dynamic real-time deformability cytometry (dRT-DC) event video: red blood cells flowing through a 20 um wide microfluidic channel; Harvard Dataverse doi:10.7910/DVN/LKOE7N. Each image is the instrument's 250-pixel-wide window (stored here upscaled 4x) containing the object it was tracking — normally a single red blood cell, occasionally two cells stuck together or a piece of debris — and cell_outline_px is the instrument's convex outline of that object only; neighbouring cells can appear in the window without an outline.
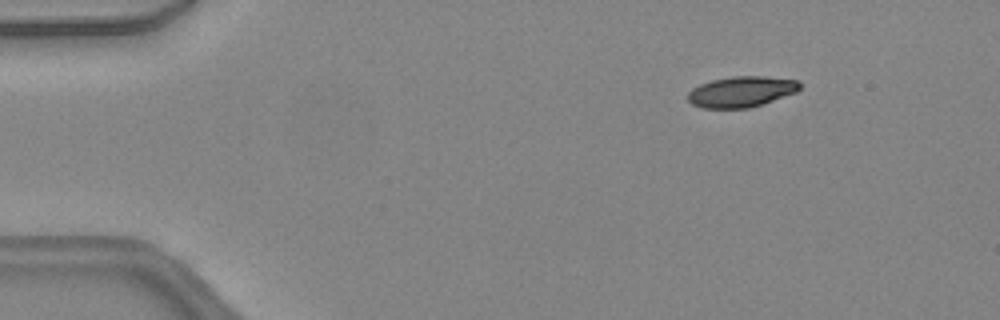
{"species": "common noctule bat (a hibernating species)", "species_latin": "Nyctalus noctula", "temperature_condition": "warm", "stored_images_in_passage": 45, "camera_frame_rate_fps": 3000, "um_per_image_px": 0.085, "animal": {"sex": "female", "body_mass_g": 24.6, "forearm_length_mm": 56.2}, "frame": {"image": 1, "passage_image": 5, "time_ms": 1.333, "image_size_px": [1000, 320], "cell_outline_px": [[800, 88], [796, 92], [764, 104], [748, 108], [704, 108], [692, 104], [688, 100], [688, 92], [692, 88], [700, 84], [712, 80], [732, 76], [764, 76], [796, 80], [800, 84]], "centroid_in_image_um": [63.0, 7.79], "position_along_channel_um": 22.0, "area_um2": 20.06}}
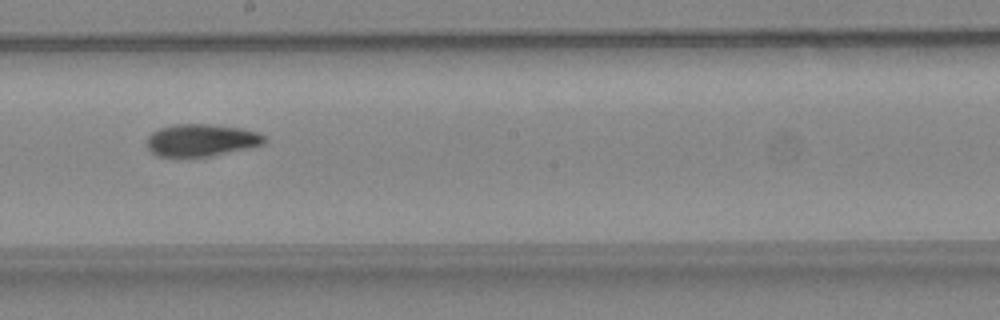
{"frame": {"image": 2, "passage_image": 25, "time_ms": 8.0, "image_size_px": [1000, 320], "cell_outline_px": [[268, 140], [264, 144], [248, 148], [212, 156], [156, 156], [148, 148], [148, 136], [152, 132], [160, 128], [176, 124], [208, 124], [240, 128], [256, 132], [264, 136]], "centroid_in_image_um": [17.13, 11.91], "position_along_channel_um": 231.1, "area_um2": 21.91}}
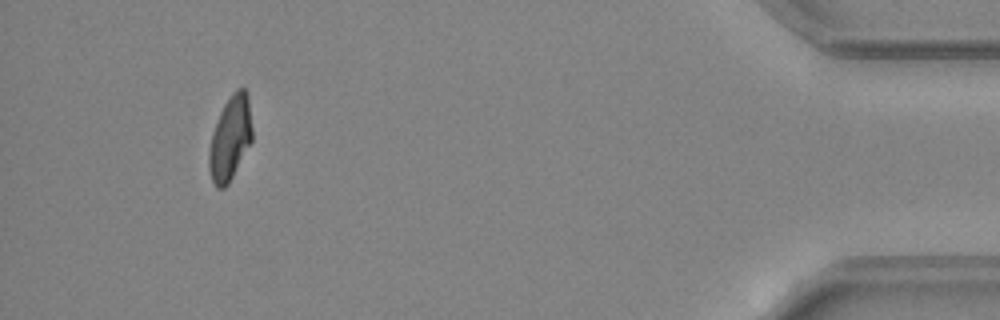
{"frame": {"image": 3, "passage_image": 42, "time_ms": 13.667, "image_size_px": [1000, 320], "cell_outline_px": [[252, 140], [228, 184], [224, 188], [216, 188], [212, 180], [208, 168], [208, 152], [212, 132], [220, 112], [224, 104], [232, 92], [236, 88], [244, 88], [248, 92], [252, 128]], "centroid_in_image_um": [19.56, 11.72], "position_along_channel_um": 415.6, "area_um2": 21.27}, "authors_computed_cell_mechanics": {"area_um2": 21.6172, "velocity_mm_per_s": 4.4682, "shape_relaxation_time_tau1_ms": 7.5433, "shape_relaxation_time_tau2_ms": 3.135, "deformation_change_tau1": 0.2333, "deformation_change_tau2": 0.0862}}